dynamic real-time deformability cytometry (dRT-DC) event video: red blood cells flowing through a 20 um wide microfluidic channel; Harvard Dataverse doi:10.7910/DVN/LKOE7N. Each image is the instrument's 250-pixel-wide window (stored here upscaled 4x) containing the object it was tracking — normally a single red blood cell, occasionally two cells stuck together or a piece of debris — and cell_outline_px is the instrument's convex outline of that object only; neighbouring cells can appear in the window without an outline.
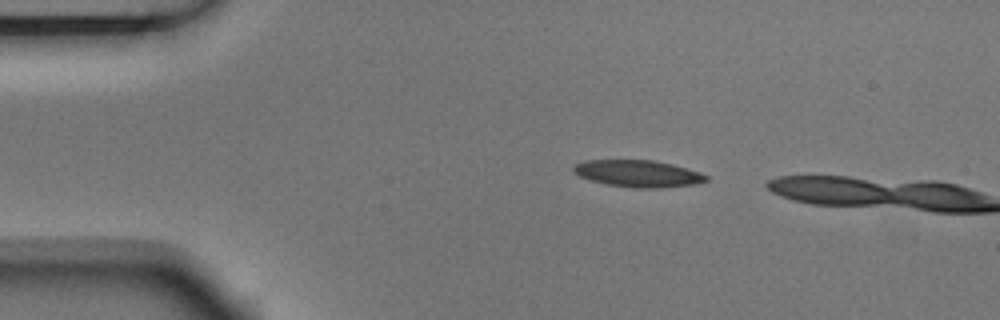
{"species": "Egyptian fruit bat (a non-hibernating species)", "species_latin": "Rousettus aegyptiacus", "temperature_condition": "room temperature", "stored_images_in_passage": 2, "camera_frame_rate_fps": 3000, "um_per_image_px": 0.085, "animal": {"sex": "male"}, "frame": {"image": 1, "passage_image": 1, "time_ms": 0.0, "image_size_px": [1000, 320], "cell_outline_px": [[708, 180], [692, 184], [660, 188], [632, 188], [608, 184], [588, 180], [572, 172], [572, 168], [576, 164], [584, 160], [652, 160], [672, 164], [700, 172], [708, 176]], "centroid_in_image_um": [54.19, 14.75], "position_along_channel_um": 30.8, "area_um2": 20.75}}